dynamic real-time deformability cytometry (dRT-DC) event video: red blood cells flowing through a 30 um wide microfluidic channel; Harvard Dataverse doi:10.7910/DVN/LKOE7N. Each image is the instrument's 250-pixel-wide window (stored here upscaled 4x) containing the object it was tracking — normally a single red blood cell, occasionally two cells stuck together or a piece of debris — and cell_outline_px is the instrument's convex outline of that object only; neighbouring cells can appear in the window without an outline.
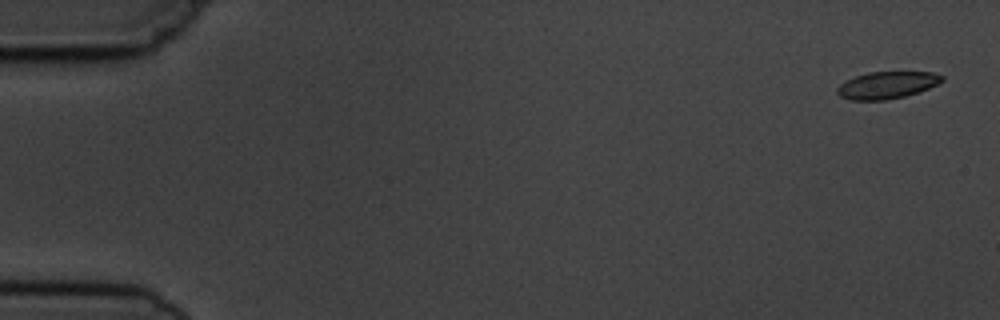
{"species": "common noctule bat (a hibernating species)", "species_latin": "Nyctalus noctula", "temperature_condition": "cold", "stored_images_in_passage": 5, "camera_frame_rate_fps": 3000, "um_per_image_px": 0.085, "animal": {"sex": "male", "body_mass_g": 19.5, "forearm_length_mm": 54.6}, "frame": {"image": 1, "passage_image": 1, "time_ms": 0.0, "image_size_px": [1000, 320], "cell_outline_px": [[944, 80], [928, 88], [904, 96], [884, 100], [852, 100], [840, 96], [836, 92], [836, 88], [840, 84], [856, 76], [868, 72], [932, 72], [944, 76]], "centroid_in_image_um": [75.38, 7.23], "position_along_channel_um": 9.6, "area_um2": 16.3}}
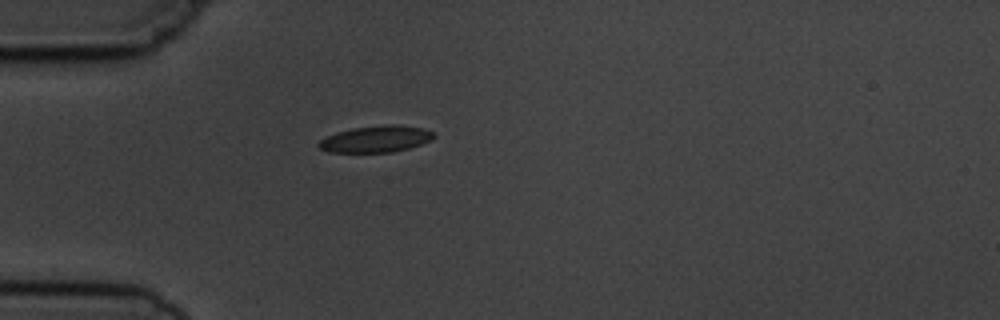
{"frame": {"image": 2, "passage_image": 5, "time_ms": 4.667, "image_size_px": [1000, 320], "cell_outline_px": [[436, 136], [432, 140], [408, 148], [392, 152], [328, 152], [320, 148], [316, 144], [320, 140], [336, 132], [352, 128], [384, 124], [396, 124], [424, 128], [432, 132]], "centroid_in_image_um": [31.96, 11.81], "position_along_channel_um": 53.0, "area_um2": 17.86}}